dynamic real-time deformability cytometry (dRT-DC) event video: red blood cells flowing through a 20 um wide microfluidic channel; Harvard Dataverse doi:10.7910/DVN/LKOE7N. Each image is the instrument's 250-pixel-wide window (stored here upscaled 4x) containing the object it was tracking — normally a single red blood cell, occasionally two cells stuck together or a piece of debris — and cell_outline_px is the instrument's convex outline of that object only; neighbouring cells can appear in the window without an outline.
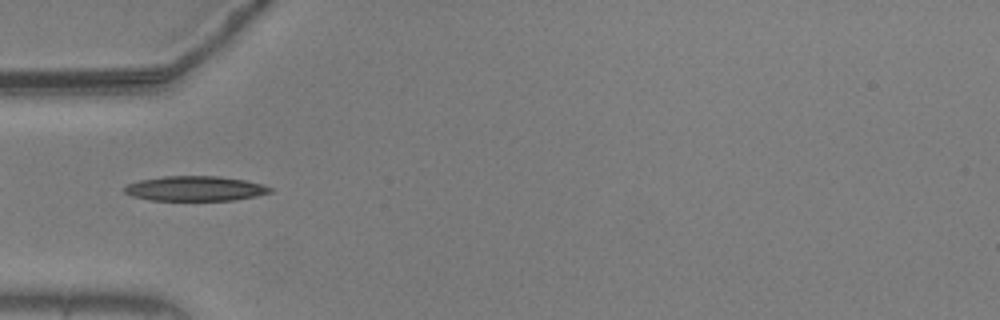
{"species": "common noctule bat (a hibernating species)", "species_latin": "Nyctalus noctula", "temperature_condition": "warm", "stored_images_in_passage": 8, "camera_frame_rate_fps": 3000, "um_per_image_px": 0.085, "animal": {"sex": "male", "body_mass_g": 20.5, "forearm_length_mm": 52.5}, "frame": {"image": 1, "passage_image": 3, "time_ms": 0.667, "image_size_px": [1000, 320], "cell_outline_px": [[272, 192], [256, 196], [232, 200], [148, 200], [132, 196], [124, 192], [124, 188], [128, 184], [140, 180], [164, 176], [220, 176], [244, 180], [264, 184], [272, 188]], "centroid_in_image_um": [16.6, 16.02], "position_along_channel_um": 68.4, "area_um2": 21.1}}